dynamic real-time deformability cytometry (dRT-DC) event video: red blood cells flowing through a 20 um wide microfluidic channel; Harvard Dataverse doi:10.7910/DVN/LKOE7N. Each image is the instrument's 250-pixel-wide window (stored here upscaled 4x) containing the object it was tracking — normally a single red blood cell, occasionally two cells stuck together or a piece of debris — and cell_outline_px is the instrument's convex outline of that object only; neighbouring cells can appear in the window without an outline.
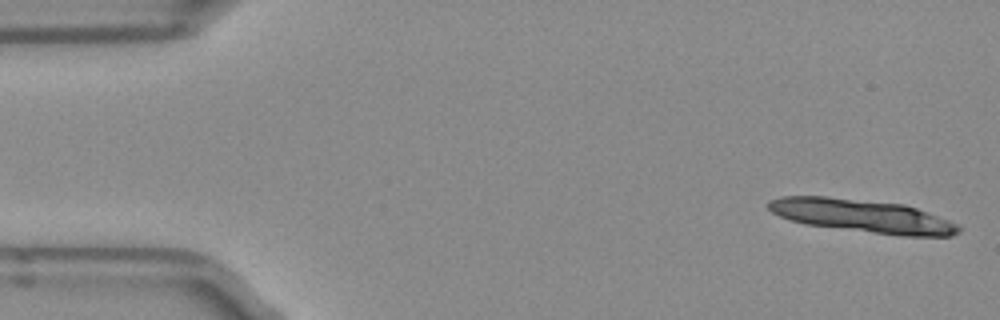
{"species": "Egyptian fruit bat (a non-hibernating species)", "species_latin": "Rousettus aegyptiacus", "temperature_condition": "room temperature", "stored_images_in_passage": 11, "camera_frame_rate_fps": 3000, "um_per_image_px": 0.085, "frame": {"image": 1, "passage_image": 1, "time_ms": 0.0, "image_size_px": [1000, 320], "cell_outline_px": [[960, 232], [952, 236], [904, 236], [804, 224], [780, 216], [772, 212], [768, 208], [768, 200], [780, 196], [824, 196], [904, 204], [916, 208], [960, 224]], "centroid_in_image_um": [73.31, 18.35], "position_along_channel_um": 11.7, "area_um2": 36.53}}